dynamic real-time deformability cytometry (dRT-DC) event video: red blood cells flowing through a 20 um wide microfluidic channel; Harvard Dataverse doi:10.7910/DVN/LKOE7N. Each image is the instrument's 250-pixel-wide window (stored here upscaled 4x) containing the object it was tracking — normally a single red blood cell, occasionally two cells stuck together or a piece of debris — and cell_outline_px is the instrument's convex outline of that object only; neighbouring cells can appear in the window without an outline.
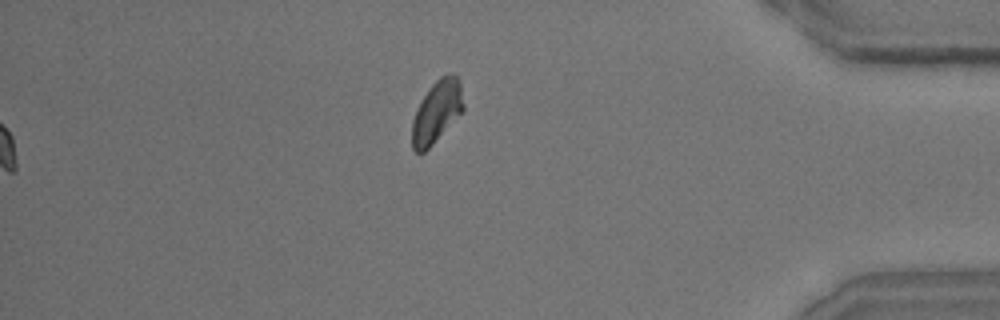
{"species": "common noctule bat (a hibernating species)", "species_latin": "Nyctalus noctula", "temperature_condition": "room temperature", "stored_images_in_passage": 46, "segment_of_instrument_passage": [2, 2], "camera_frame_rate_fps": 3000, "um_per_image_px": 0.085, "animal": {"sex": "male", "body_mass_g": 15.6}, "frame": {"image": 1, "passage_image": 46, "time_ms": 15.0, "image_size_px": [1000, 320], "cell_outline_px": [[464, 112], [424, 152], [416, 152], [412, 148], [412, 120], [416, 108], [420, 100], [428, 88], [440, 76], [448, 72], [452, 72], [460, 80], [464, 104]], "centroid_in_image_um": [37.14, 9.45], "position_along_channel_um": 398.1, "area_um2": 19.02}}